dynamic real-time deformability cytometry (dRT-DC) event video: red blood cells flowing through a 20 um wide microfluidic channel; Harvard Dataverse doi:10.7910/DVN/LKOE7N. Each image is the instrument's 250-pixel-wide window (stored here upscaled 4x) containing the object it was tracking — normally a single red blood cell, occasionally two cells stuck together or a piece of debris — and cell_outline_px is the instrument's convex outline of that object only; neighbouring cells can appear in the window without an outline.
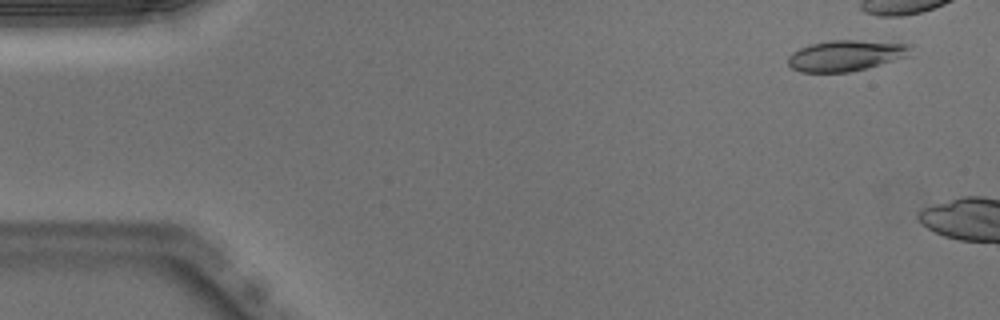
{"species": "Egyptian fruit bat (a non-hibernating species)", "species_latin": "Rousettus aegyptiacus", "temperature_condition": "warm", "stored_images_in_passage": 6, "camera_frame_rate_fps": 3000, "um_per_image_px": 0.085, "animal": {"sex": "male"}, "frame": {"image": 1, "passage_image": 3, "time_ms": 0.667, "image_size_px": [1000, 320], "cell_outline_px": [[908, 56], [864, 68], [848, 72], [800, 72], [792, 68], [788, 64], [788, 56], [792, 52], [800, 48], [812, 44], [828, 40], [856, 40], [908, 44]], "centroid_in_image_um": [71.8, 4.72], "position_along_channel_um": 13.2, "area_um2": 21.56}}